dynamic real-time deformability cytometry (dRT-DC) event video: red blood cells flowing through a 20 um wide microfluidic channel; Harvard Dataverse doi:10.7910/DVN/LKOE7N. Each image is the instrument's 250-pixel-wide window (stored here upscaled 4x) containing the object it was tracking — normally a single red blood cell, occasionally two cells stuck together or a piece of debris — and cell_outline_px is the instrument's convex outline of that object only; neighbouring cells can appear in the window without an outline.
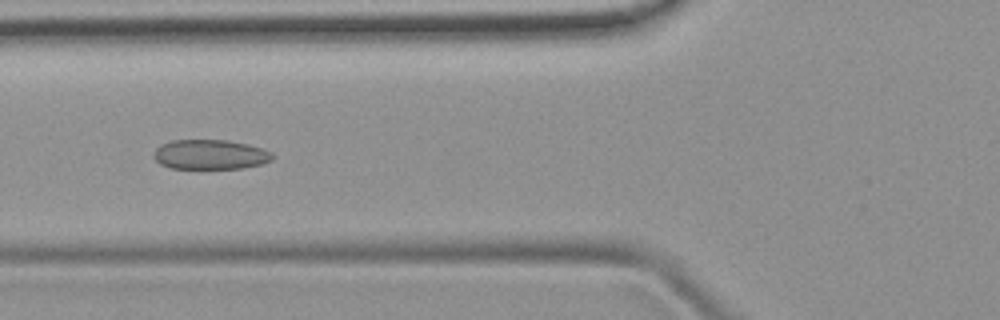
{"species": "common noctule bat (a hibernating species)", "species_latin": "Nyctalus noctula", "temperature_condition": "room temperature", "stored_images_in_passage": 35, "camera_frame_rate_fps": 3000, "um_per_image_px": 0.085, "animal": {"sex": "female", "body_mass_g": 19.9}, "frame": {"image": 1, "passage_image": 5, "time_ms": 1.333, "image_size_px": [1000, 320], "cell_outline_px": [[276, 156], [272, 160], [260, 164], [244, 168], [172, 168], [160, 164], [152, 156], [152, 152], [160, 144], [172, 140], [228, 140], [248, 144], [264, 148], [272, 152]], "centroid_in_image_um": [17.88, 13.12], "position_along_channel_um": 107.9, "area_um2": 20.81}}
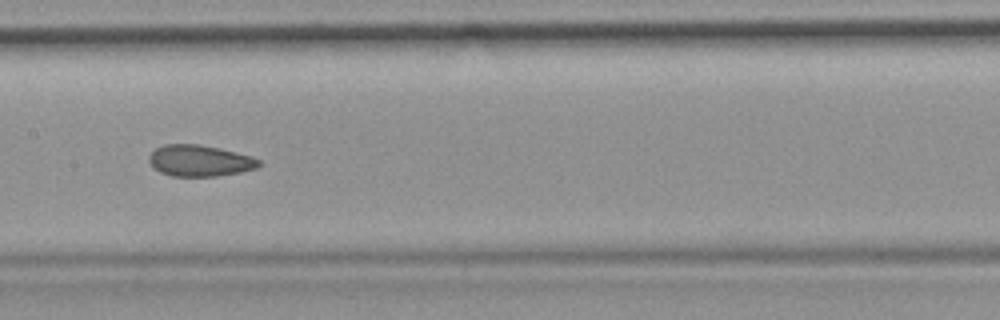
{"frame": {"image": 2, "passage_image": 11, "time_ms": 3.333, "image_size_px": [1000, 320], "cell_outline_px": [[260, 164], [256, 168], [240, 172], [216, 176], [172, 176], [160, 172], [152, 168], [148, 160], [148, 156], [156, 148], [164, 144], [200, 144], [220, 148], [252, 156], [260, 160]], "centroid_in_image_um": [16.95, 13.65], "position_along_channel_um": 190.5, "area_um2": 20.17}}
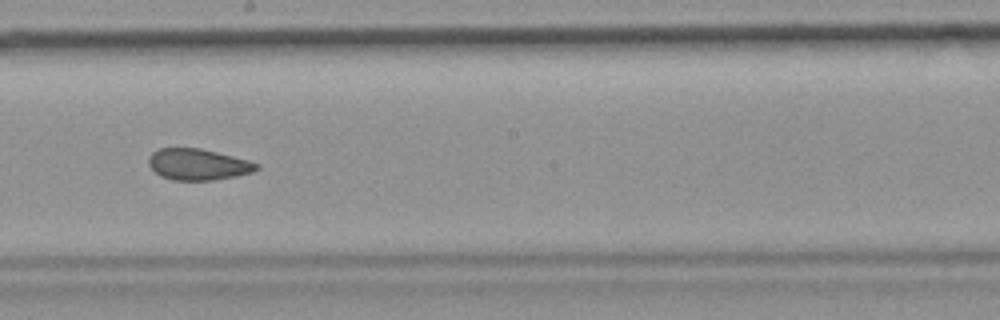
{"frame": {"image": 3, "passage_image": 14, "time_ms": 4.333, "image_size_px": [1000, 320], "cell_outline_px": [[260, 168], [252, 172], [236, 176], [212, 180], [172, 180], [160, 176], [148, 164], [148, 156], [152, 152], [160, 148], [200, 148], [248, 160], [260, 164]], "centroid_in_image_um": [16.82, 13.97], "position_along_channel_um": 231.4, "area_um2": 19.65}}